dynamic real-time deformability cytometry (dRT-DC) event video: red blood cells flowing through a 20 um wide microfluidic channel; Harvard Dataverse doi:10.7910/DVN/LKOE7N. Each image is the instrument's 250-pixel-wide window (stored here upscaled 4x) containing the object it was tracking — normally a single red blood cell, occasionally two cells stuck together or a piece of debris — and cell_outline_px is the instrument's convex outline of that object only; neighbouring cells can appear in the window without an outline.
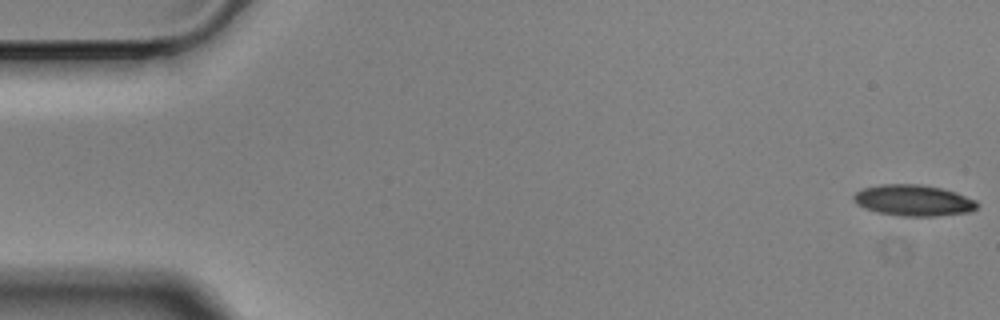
{"species": "Egyptian fruit bat (a non-hibernating species)", "species_latin": "Rousettus aegyptiacus", "temperature_condition": "cold", "stored_images_in_passage": 52, "camera_frame_rate_fps": 3000, "um_per_image_px": 0.085, "animal": {"sex": "male"}, "frame": {"image": 1, "passage_image": 1, "time_ms": 0.0, "image_size_px": [1000, 320], "cell_outline_px": [[980, 204], [972, 212], [932, 216], [900, 216], [876, 212], [864, 208], [856, 204], [852, 200], [852, 196], [856, 192], [864, 188], [880, 184], [920, 184], [944, 188], [956, 192], [976, 200]], "centroid_in_image_um": [77.65, 17.03], "position_along_channel_um": 7.4, "area_um2": 22.72}}
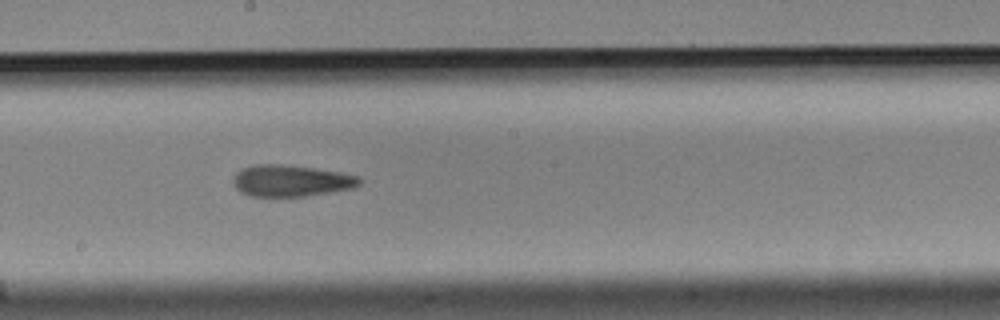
{"frame": {"image": 2, "passage_image": 31, "time_ms": 10.0, "image_size_px": [1000, 320], "cell_outline_px": [[360, 184], [352, 188], [332, 192], [308, 196], [252, 196], [240, 192], [232, 184], [232, 180], [236, 172], [244, 168], [256, 164], [280, 164], [312, 168], [340, 172], [356, 176], [360, 180]], "centroid_in_image_um": [24.7, 15.37], "position_along_channel_um": 223.5, "area_um2": 23.06}}
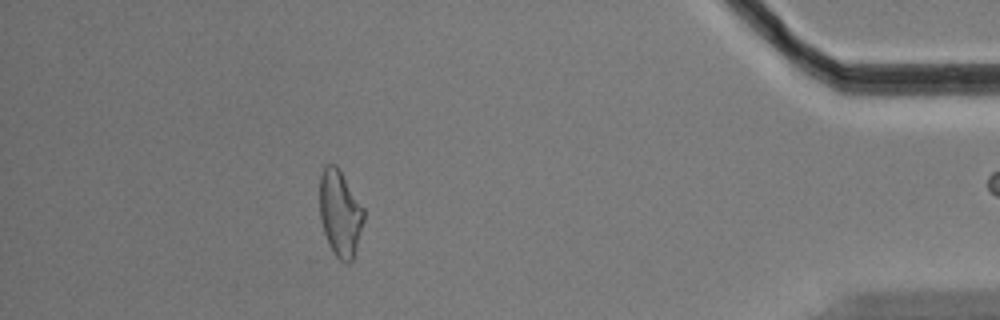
{"frame": {"image": 3, "passage_image": 51, "time_ms": 16.667, "image_size_px": [1000, 320], "cell_outline_px": [[364, 220], [356, 248], [352, 260], [348, 264], [344, 264], [332, 252], [324, 232], [320, 220], [320, 176], [324, 164], [336, 164], [364, 208]], "centroid_in_image_um": [28.9, 18.13], "position_along_channel_um": 406.3, "area_um2": 22.2}}